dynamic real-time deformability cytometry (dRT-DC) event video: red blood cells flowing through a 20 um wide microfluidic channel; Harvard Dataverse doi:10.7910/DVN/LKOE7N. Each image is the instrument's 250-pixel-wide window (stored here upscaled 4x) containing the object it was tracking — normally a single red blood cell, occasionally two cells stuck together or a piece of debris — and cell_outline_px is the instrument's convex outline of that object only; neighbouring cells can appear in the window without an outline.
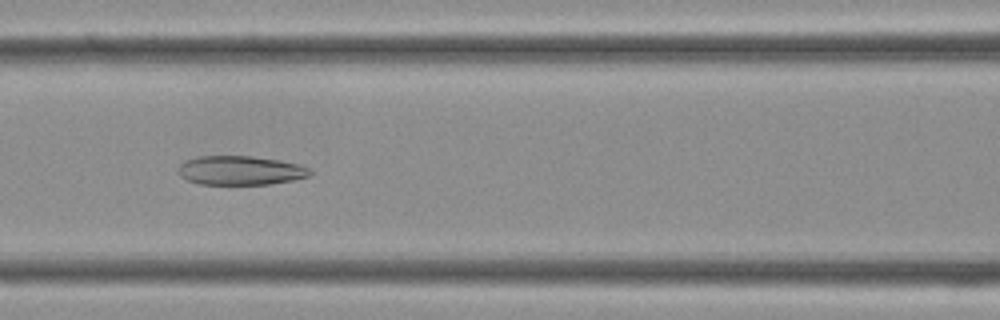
{"species": "Egyptian fruit bat (a non-hibernating species)", "species_latin": "Rousettus aegyptiacus", "temperature_condition": "cold", "stored_images_in_passage": 35, "camera_frame_rate_fps": 3000, "um_per_image_px": 0.085, "frame": {"image": 1, "passage_image": 14, "time_ms": 4.333, "image_size_px": [1000, 320], "cell_outline_px": [[312, 172], [308, 176], [292, 180], [268, 184], [200, 184], [188, 180], [180, 176], [176, 172], [176, 168], [184, 160], [196, 156], [252, 156], [280, 160], [300, 164], [312, 168]], "centroid_in_image_um": [20.4, 14.47], "position_along_channel_um": 146.2, "area_um2": 22.6}}
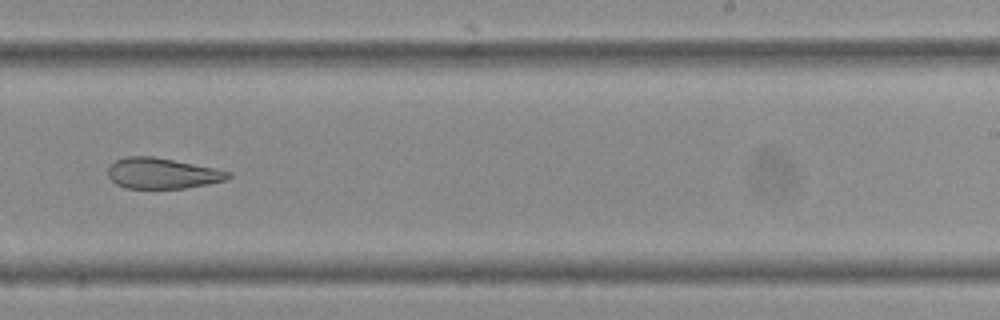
{"frame": {"image": 2, "passage_image": 21, "time_ms": 6.667, "image_size_px": [1000, 320], "cell_outline_px": [[232, 176], [224, 180], [208, 184], [184, 188], [124, 188], [116, 184], [108, 176], [108, 168], [116, 160], [124, 156], [152, 156], [216, 168], [232, 172]], "centroid_in_image_um": [13.79, 14.73], "position_along_channel_um": 275.2, "area_um2": 21.5}}
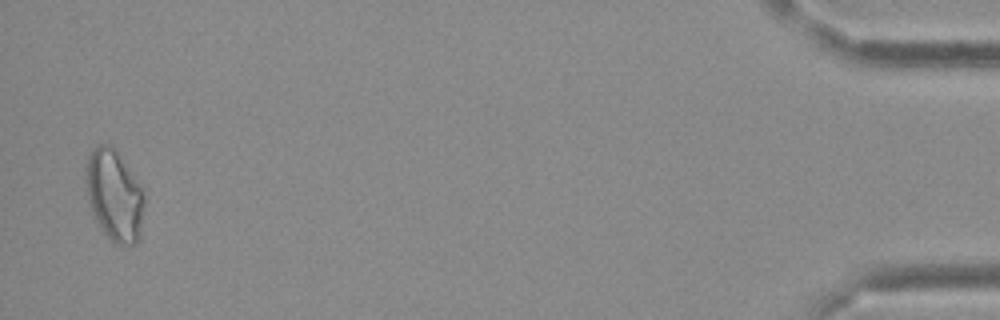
{"frame": {"image": 3, "passage_image": 34, "time_ms": 11.0, "image_size_px": [1000, 320], "cell_outline_px": [[144, 204], [140, 240], [136, 244], [116, 244], [104, 232], [92, 216], [88, 200], [84, 180], [84, 168], [88, 156], [96, 144], [112, 144], [116, 148], [140, 184], [144, 192]], "centroid_in_image_um": [9.7, 16.57], "position_along_channel_um": 425.5, "area_um2": 31.79}}